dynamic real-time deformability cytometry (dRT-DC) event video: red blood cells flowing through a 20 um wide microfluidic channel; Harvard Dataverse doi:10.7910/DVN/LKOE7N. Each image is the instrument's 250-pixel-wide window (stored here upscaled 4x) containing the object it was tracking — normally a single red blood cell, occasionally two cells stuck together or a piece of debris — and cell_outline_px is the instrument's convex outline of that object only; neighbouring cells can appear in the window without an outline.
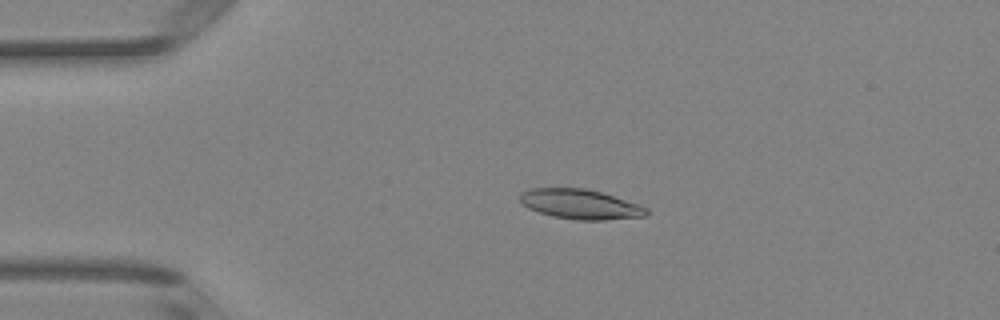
{"species": "Egyptian fruit bat (a non-hibernating species)", "species_latin": "Rousettus aegyptiacus", "temperature_condition": "room temperature", "stored_images_in_passage": 37, "camera_frame_rate_fps": 3000, "um_per_image_px": 0.085, "animal": {"sex": "female"}, "frame": {"image": 1, "passage_image": 1, "time_ms": 0.0, "image_size_px": [1000, 320], "cell_outline_px": [[648, 216], [604, 220], [576, 220], [552, 216], [528, 208], [520, 200], [520, 192], [532, 188], [584, 188], [600, 192], [640, 204], [648, 208]], "centroid_in_image_um": [49.35, 17.36], "position_along_channel_um": 35.6, "area_um2": 21.96}}
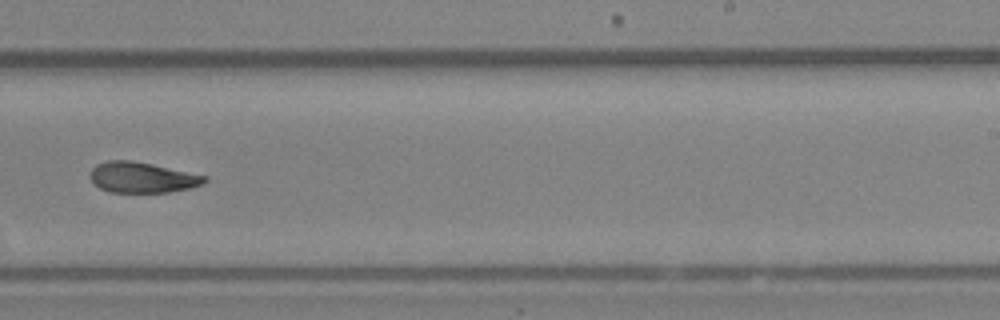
{"frame": {"image": 2, "passage_image": 20, "time_ms": 6.333, "image_size_px": [1000, 320], "cell_outline_px": [[208, 180], [204, 184], [188, 188], [168, 192], [112, 192], [100, 188], [88, 176], [92, 168], [96, 164], [108, 160], [132, 160], [152, 164], [208, 176]], "centroid_in_image_um": [12.09, 15.07], "position_along_channel_um": 276.9, "area_um2": 20.4}}
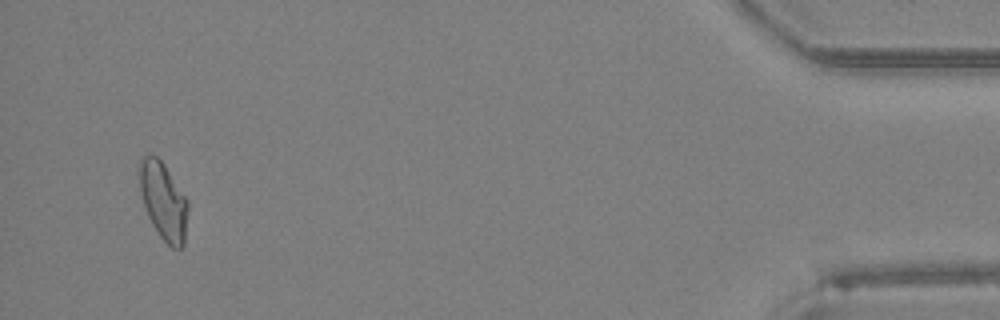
{"frame": {"image": 3, "passage_image": 35, "time_ms": 11.333, "image_size_px": [1000, 320], "cell_outline_px": [[188, 208], [184, 244], [180, 248], [172, 248], [160, 236], [152, 224], [148, 216], [144, 204], [136, 172], [140, 160], [144, 156], [156, 156], [164, 164], [188, 200]], "centroid_in_image_um": [13.87, 17.06], "position_along_channel_um": 421.3, "area_um2": 21.85}}